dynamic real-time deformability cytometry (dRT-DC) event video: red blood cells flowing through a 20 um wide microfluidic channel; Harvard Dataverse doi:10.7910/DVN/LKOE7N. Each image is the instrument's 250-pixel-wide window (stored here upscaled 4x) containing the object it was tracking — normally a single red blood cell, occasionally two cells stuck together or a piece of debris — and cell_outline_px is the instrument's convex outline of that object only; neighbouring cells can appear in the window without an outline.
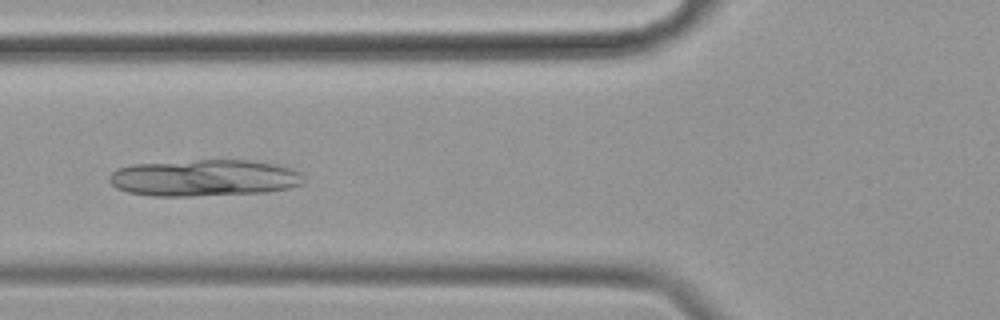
{"species": "common noctule bat (a hibernating species)", "species_latin": "Nyctalus noctula", "temperature_condition": "cold", "stored_images_in_passage": 56, "camera_frame_rate_fps": 3000, "um_per_image_px": 0.085, "animal": {"sex": "female", "body_mass_g": 19.9}, "frame": {"image": 1, "passage_image": 20, "time_ms": 6.333, "image_size_px": [1000, 320], "cell_outline_px": [[304, 184], [288, 188], [264, 192], [196, 196], [152, 196], [128, 192], [116, 188], [108, 180], [108, 176], [112, 172], [120, 168], [132, 164], [196, 160], [252, 160], [276, 164], [300, 172], [304, 180]], "centroid_in_image_um": [17.35, 15.12], "position_along_channel_um": 108.5, "area_um2": 41.62}}
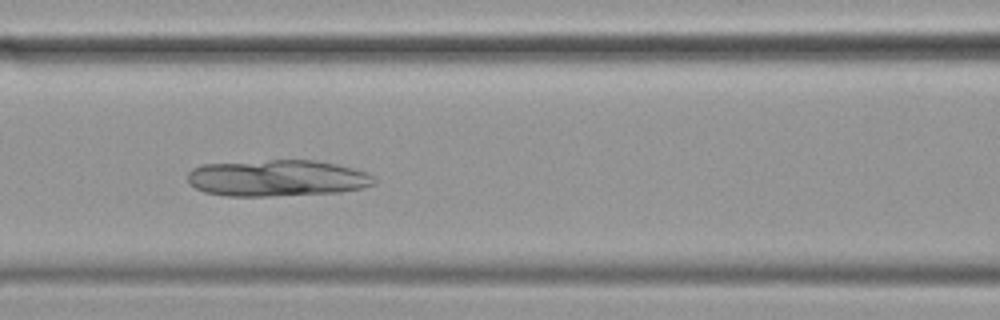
{"frame": {"image": 2, "passage_image": 23, "time_ms": 7.333, "image_size_px": [1000, 320], "cell_outline_px": [[376, 184], [364, 188], [340, 192], [268, 196], [228, 196], [204, 192], [188, 184], [188, 172], [192, 168], [204, 164], [268, 160], [316, 160], [336, 164], [368, 172], [376, 176]], "centroid_in_image_um": [23.59, 15.14], "position_along_channel_um": 143.0, "area_um2": 40.0}}
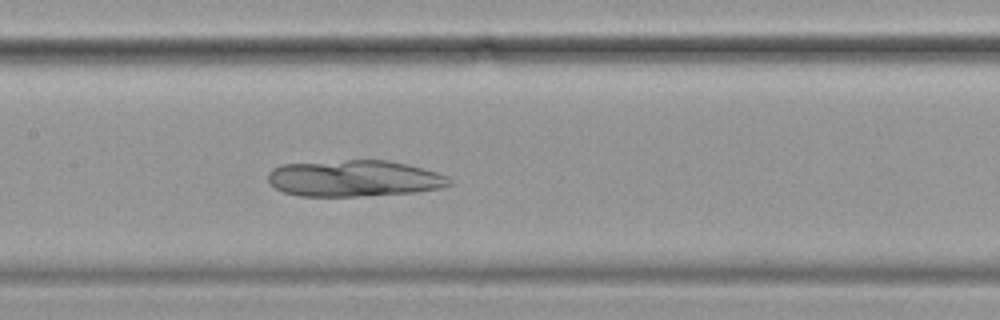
{"frame": {"image": 3, "passage_image": 26, "time_ms": 8.333, "image_size_px": [1000, 320], "cell_outline_px": [[452, 184], [440, 188], [416, 192], [360, 196], [300, 196], [284, 192], [276, 188], [268, 180], [268, 172], [272, 168], [280, 164], [348, 160], [388, 160], [436, 172], [448, 176], [452, 180]], "centroid_in_image_um": [30.09, 15.16], "position_along_channel_um": 177.3, "area_um2": 38.44}}